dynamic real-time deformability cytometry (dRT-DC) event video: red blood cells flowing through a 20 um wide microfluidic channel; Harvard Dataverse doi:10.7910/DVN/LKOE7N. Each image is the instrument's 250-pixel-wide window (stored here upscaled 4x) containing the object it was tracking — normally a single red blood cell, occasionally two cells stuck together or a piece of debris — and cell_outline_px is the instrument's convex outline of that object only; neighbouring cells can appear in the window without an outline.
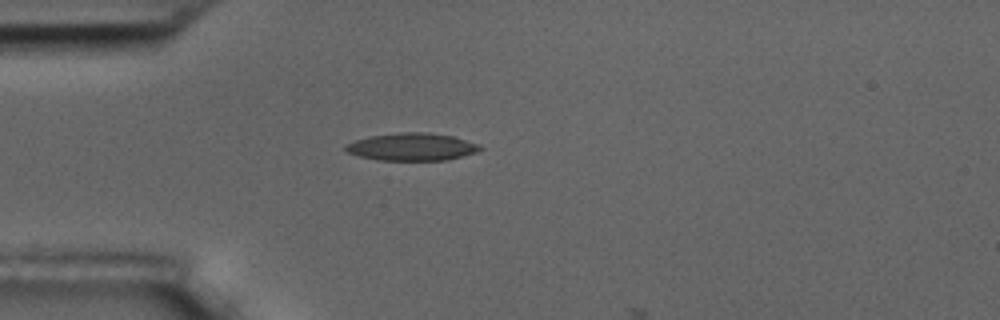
{"species": "common noctule bat (a hibernating species)", "species_latin": "Nyctalus noctula", "temperature_condition": "room temperature", "stored_images_in_passage": 2, "camera_frame_rate_fps": 3000, "um_per_image_px": 0.085, "animal": {"sex": "male", "body_mass_g": 17.5, "forearm_length_mm": 52.3}, "frame": {"image": 1, "passage_image": 1, "time_ms": 0.0, "image_size_px": [1000, 320], "cell_outline_px": [[484, 148], [476, 152], [448, 160], [376, 160], [360, 156], [348, 152], [344, 148], [344, 144], [368, 136], [400, 132], [424, 132], [452, 136], [480, 144]], "centroid_in_image_um": [35.01, 12.48], "position_along_channel_um": 50.0, "area_um2": 21.62}}